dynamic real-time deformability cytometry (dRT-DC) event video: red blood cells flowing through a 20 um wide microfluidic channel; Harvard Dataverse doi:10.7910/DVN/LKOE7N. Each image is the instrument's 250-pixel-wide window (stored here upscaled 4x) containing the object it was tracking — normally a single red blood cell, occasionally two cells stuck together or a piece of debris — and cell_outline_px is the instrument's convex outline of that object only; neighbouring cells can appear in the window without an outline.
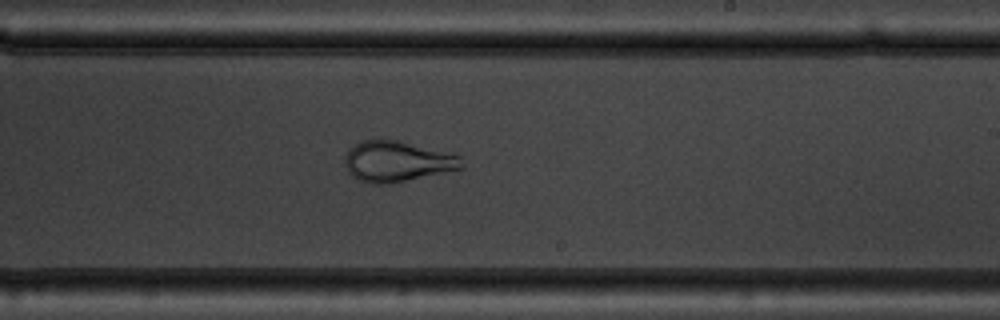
{"species": "common noctule bat (a hibernating species)", "species_latin": "Nyctalus noctula", "temperature_condition": "warm", "stored_images_in_passage": 54, "camera_frame_rate_fps": 3000, "um_per_image_px": 0.085, "animal": {"sex": "male", "body_mass_g": 19.5, "forearm_length_mm": 54.6}, "frame": {"image": 1, "passage_image": 33, "time_ms": 10.667, "image_size_px": [1000, 320], "cell_outline_px": [[464, 168], [384, 184], [372, 184], [356, 180], [348, 172], [344, 164], [344, 156], [348, 148], [360, 140], [396, 140], [456, 152], [460, 156], [464, 164]], "centroid_in_image_um": [33.75, 13.7], "position_along_channel_um": 255.2, "area_um2": 28.09}}
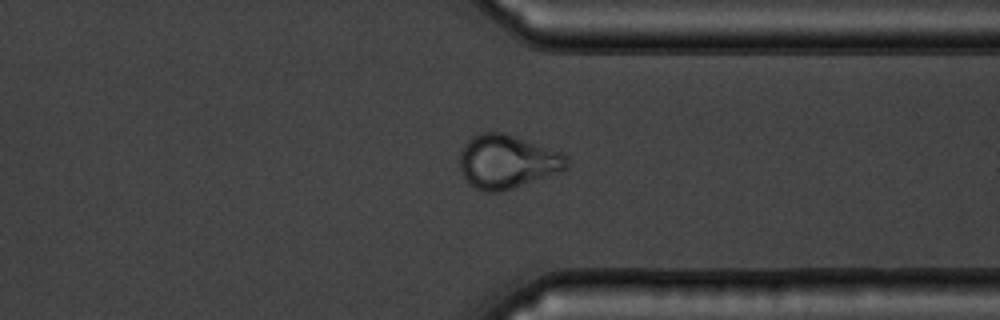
{"frame": {"image": 2, "passage_image": 42, "time_ms": 13.667, "image_size_px": [1000, 320], "cell_outline_px": [[568, 168], [560, 172], [512, 188], [496, 192], [484, 192], [468, 184], [460, 168], [460, 152], [468, 140], [472, 136], [480, 132], [504, 132], [564, 152], [568, 156]], "centroid_in_image_um": [43.13, 13.72], "position_along_channel_um": 368.3, "area_um2": 33.7}}
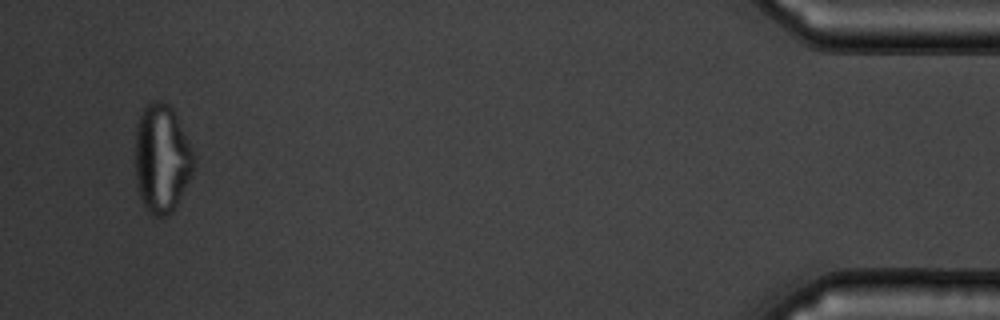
{"frame": {"image": 3, "passage_image": 52, "time_ms": 17.0, "image_size_px": [1000, 320], "cell_outline_px": [[196, 160], [192, 176], [176, 208], [168, 216], [152, 216], [144, 204], [140, 196], [136, 184], [136, 124], [144, 108], [148, 104], [156, 100], [160, 100], [168, 104], [172, 108], [188, 140]], "centroid_in_image_um": [13.77, 13.51], "position_along_channel_um": 421.4, "area_um2": 37.17}}